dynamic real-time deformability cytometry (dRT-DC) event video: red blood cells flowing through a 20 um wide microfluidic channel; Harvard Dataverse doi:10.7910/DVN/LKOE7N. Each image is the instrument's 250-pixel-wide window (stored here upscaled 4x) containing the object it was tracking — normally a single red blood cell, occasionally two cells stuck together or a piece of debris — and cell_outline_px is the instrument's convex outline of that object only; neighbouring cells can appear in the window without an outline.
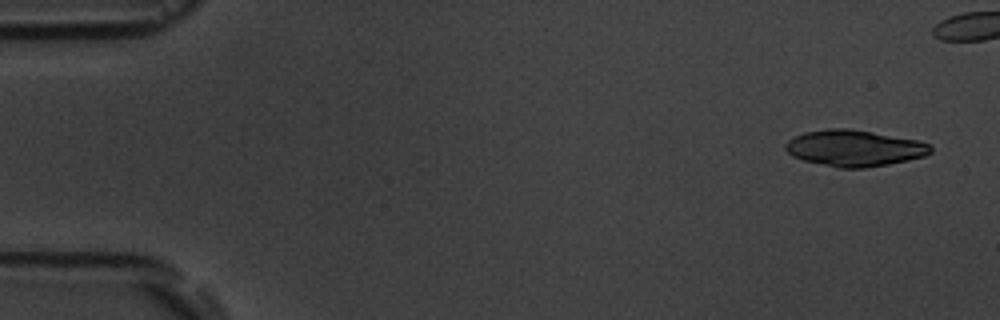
{"species": "common noctule bat (a hibernating species)", "species_latin": "Nyctalus noctula", "temperature_condition": "room temperature", "stored_images_in_passage": 5, "camera_frame_rate_fps": 3000, "um_per_image_px": 0.085, "animal": {"sex": "male", "body_mass_g": 19.5, "forearm_length_mm": 54.6}, "frame": {"image": 1, "passage_image": 1, "time_ms": 0.0, "image_size_px": [1000, 320], "cell_outline_px": [[932, 152], [924, 156], [908, 160], [888, 164], [864, 168], [840, 168], [804, 160], [792, 156], [784, 148], [784, 144], [788, 140], [804, 132], [828, 128], [848, 128], [872, 132], [916, 140], [932, 144]], "centroid_in_image_um": [72.61, 12.59], "position_along_channel_um": 12.4, "area_um2": 30.58}}
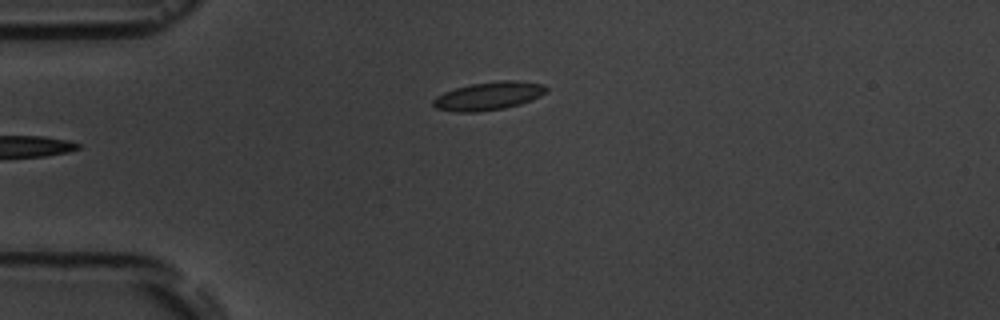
{"frame": {"image": 2, "passage_image": 5, "time_ms": 5.667, "image_size_px": [1000, 320], "cell_outline_px": [[548, 92], [540, 96], [520, 104], [504, 108], [476, 112], [456, 112], [436, 108], [432, 104], [432, 100], [436, 96], [444, 92], [456, 88], [472, 84], [500, 80], [516, 80], [544, 84], [548, 88]], "centroid_in_image_um": [41.55, 8.15], "position_along_channel_um": 43.5, "area_um2": 18.61}}